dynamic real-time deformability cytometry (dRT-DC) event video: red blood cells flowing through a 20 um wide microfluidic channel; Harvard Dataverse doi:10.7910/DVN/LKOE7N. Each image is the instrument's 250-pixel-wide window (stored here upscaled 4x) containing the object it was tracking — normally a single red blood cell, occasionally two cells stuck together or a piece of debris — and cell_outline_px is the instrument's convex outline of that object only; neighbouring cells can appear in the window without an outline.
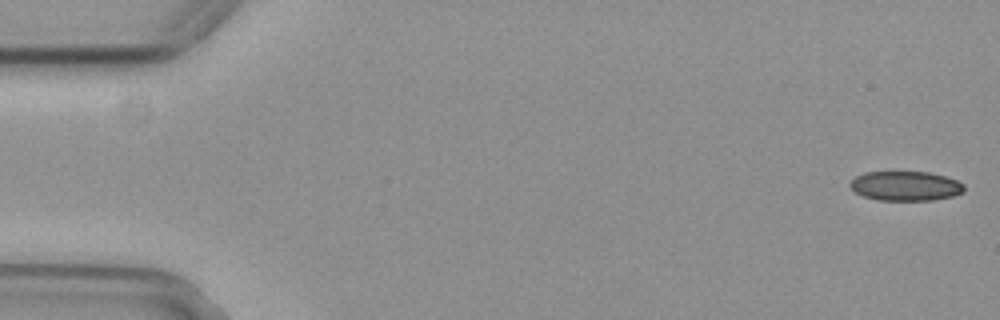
{"species": "common noctule bat (a hibernating species)", "species_latin": "Nyctalus noctula", "temperature_condition": "cold", "stored_images_in_passage": 55, "camera_frame_rate_fps": 3000, "um_per_image_px": 0.085, "animal": {"sex": "female", "body_mass_g": 29.2, "forearm_length_mm": 56.3}, "frame": {"image": 1, "passage_image": 1, "time_ms": 0.0, "image_size_px": [1000, 320], "cell_outline_px": [[964, 192], [952, 196], [932, 200], [876, 200], [864, 196], [856, 192], [848, 184], [856, 176], [864, 172], [928, 172], [944, 176], [956, 180], [964, 184]], "centroid_in_image_um": [76.97, 15.81], "position_along_channel_um": 8.0, "area_um2": 19.54}}
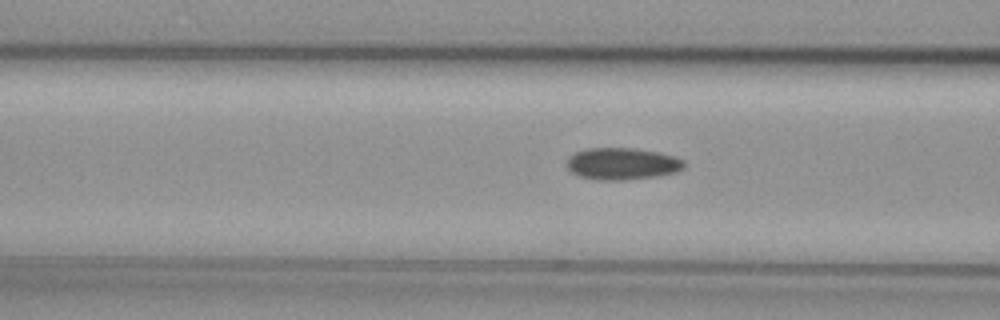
{"frame": {"image": 2, "passage_image": 21, "time_ms": 6.667, "image_size_px": [1000, 320], "cell_outline_px": [[684, 168], [676, 172], [656, 176], [620, 180], [596, 180], [580, 176], [572, 172], [568, 168], [568, 156], [576, 152], [588, 148], [632, 148], [660, 152], [676, 156], [684, 160]], "centroid_in_image_um": [52.91, 13.91], "position_along_channel_um": 113.7, "area_um2": 21.79}}
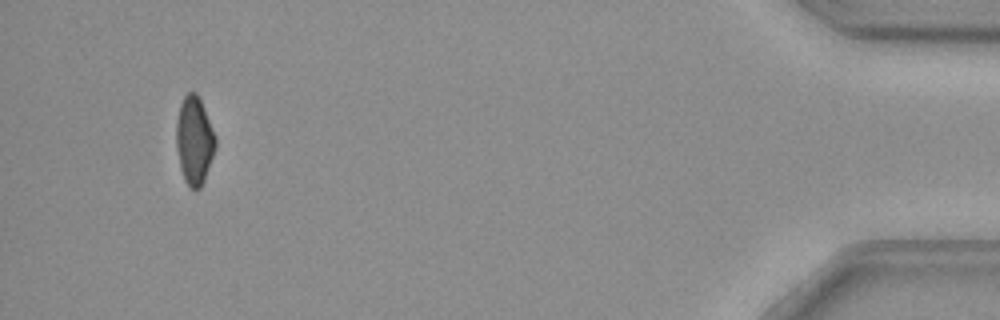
{"frame": {"image": 3, "passage_image": 52, "time_ms": 17.0, "image_size_px": [1000, 320], "cell_outline_px": [[216, 144], [204, 180], [200, 188], [188, 188], [184, 180], [180, 168], [176, 148], [176, 120], [180, 104], [184, 96], [188, 92], [196, 92], [204, 108], [216, 136]], "centroid_in_image_um": [16.49, 11.93], "position_along_channel_um": 418.7, "area_um2": 20.06}, "authors_computed_cell_mechanics": {"area_um2": 21.097, "velocity_mm_per_s": 3.7185, "shape_relaxation_time_tau1_ms": 8.3928, "shape_relaxation_time_tau2_ms": null, "deformation_change_tau1": 0.1458, "deformation_change_tau2": null}}